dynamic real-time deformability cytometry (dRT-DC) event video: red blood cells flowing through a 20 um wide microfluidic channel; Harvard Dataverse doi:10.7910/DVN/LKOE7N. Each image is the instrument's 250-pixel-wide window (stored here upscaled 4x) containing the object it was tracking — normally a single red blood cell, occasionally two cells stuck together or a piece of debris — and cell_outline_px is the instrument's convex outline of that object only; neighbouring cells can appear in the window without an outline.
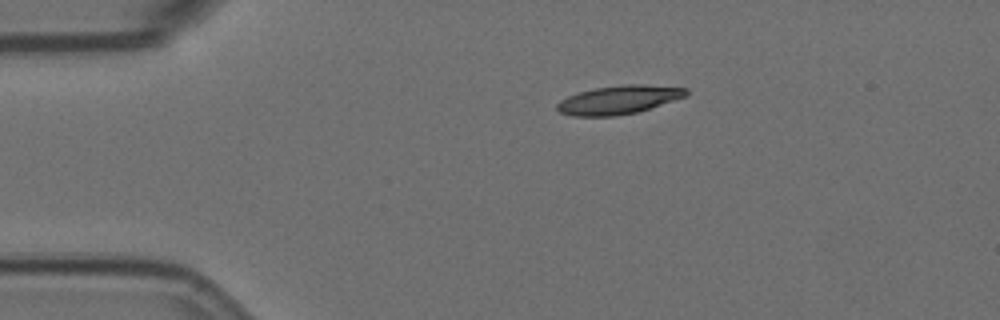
{"species": "Egyptian fruit bat (a non-hibernating species)", "species_latin": "Rousettus aegyptiacus", "temperature_condition": "room temperature", "stored_images_in_passage": 6, "camera_frame_rate_fps": 3000, "um_per_image_px": 0.085, "animal": {"sex": "female"}, "frame": {"image": 1, "passage_image": 1, "time_ms": 0.0, "image_size_px": [1000, 320], "cell_outline_px": [[688, 96], [636, 112], [616, 116], [572, 116], [560, 112], [556, 108], [556, 104], [560, 100], [568, 96], [580, 92], [596, 88], [624, 84], [644, 84], [688, 88]], "centroid_in_image_um": [52.61, 8.48], "position_along_channel_um": 32.4, "area_um2": 21.44}}
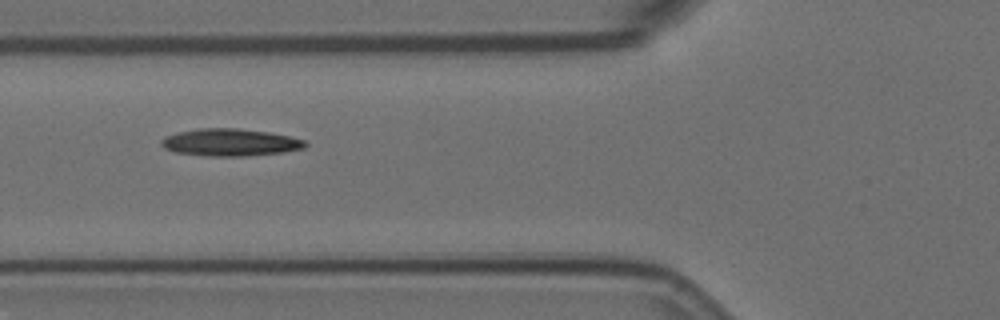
{"frame": {"image": 2, "passage_image": 4, "time_ms": 1.0, "image_size_px": [1000, 320], "cell_outline_px": [[308, 144], [304, 148], [284, 152], [248, 156], [208, 156], [176, 152], [164, 148], [160, 144], [160, 140], [164, 136], [196, 128], [236, 128], [268, 132], [288, 136], [304, 140]], "centroid_in_image_um": [19.55, 12.1], "position_along_channel_um": 106.3, "area_um2": 22.89}}
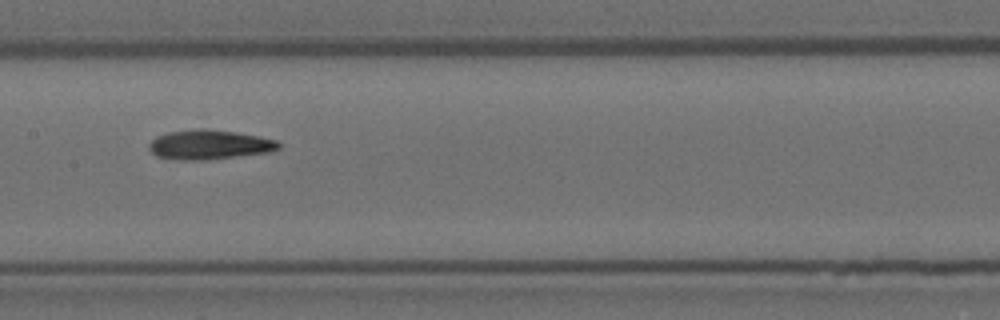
{"frame": {"image": 3, "passage_image": 6, "time_ms": 1.667, "image_size_px": [1000, 320], "cell_outline_px": [[280, 148], [268, 152], [204, 160], [180, 160], [156, 156], [148, 148], [148, 144], [156, 136], [168, 132], [236, 132], [260, 136], [276, 140], [280, 144]], "centroid_in_image_um": [17.8, 12.34], "position_along_channel_um": 189.6, "area_um2": 21.21}}